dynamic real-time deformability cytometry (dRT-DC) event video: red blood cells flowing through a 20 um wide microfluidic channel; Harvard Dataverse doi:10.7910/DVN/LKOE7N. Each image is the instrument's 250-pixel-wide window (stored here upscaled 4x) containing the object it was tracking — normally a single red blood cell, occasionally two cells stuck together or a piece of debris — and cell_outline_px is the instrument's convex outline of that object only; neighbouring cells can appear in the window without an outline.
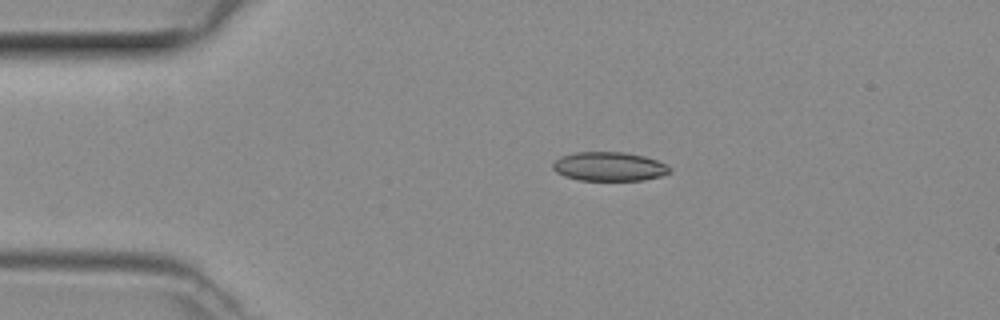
{"species": "common noctule bat (a hibernating species)", "species_latin": "Nyctalus noctula", "temperature_condition": "room temperature", "stored_images_in_passage": 39, "camera_frame_rate_fps": 3000, "um_per_image_px": 0.085, "animal": {"sex": "female", "body_mass_g": 29.2, "forearm_length_mm": 56.3}, "frame": {"image": 1, "passage_image": 1, "time_ms": 0.0, "image_size_px": [1000, 320], "cell_outline_px": [[672, 168], [668, 172], [660, 176], [644, 180], [580, 180], [564, 176], [556, 172], [552, 168], [552, 164], [560, 156], [576, 152], [624, 152], [644, 156], [656, 160]], "centroid_in_image_um": [51.74, 14.15], "position_along_channel_um": 33.3, "area_um2": 19.65}}
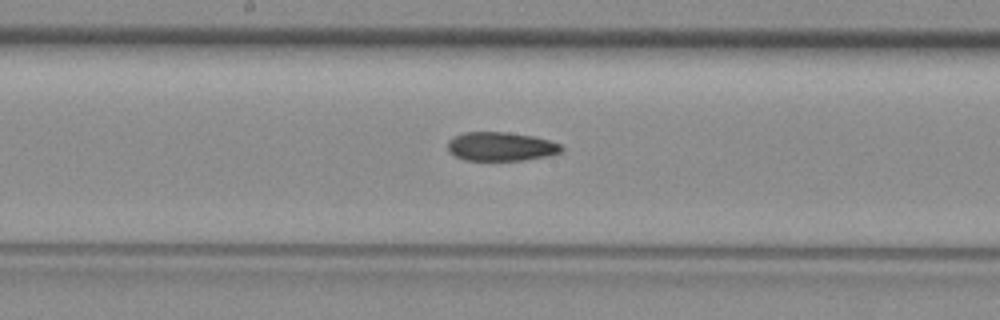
{"frame": {"image": 2, "passage_image": 16, "time_ms": 5.0, "image_size_px": [1000, 320], "cell_outline_px": [[564, 148], [560, 152], [548, 156], [524, 160], [464, 160], [448, 152], [448, 140], [464, 132], [504, 132], [532, 136], [548, 140], [560, 144]], "centroid_in_image_um": [42.56, 12.46], "position_along_channel_um": 205.6, "area_um2": 19.02}}
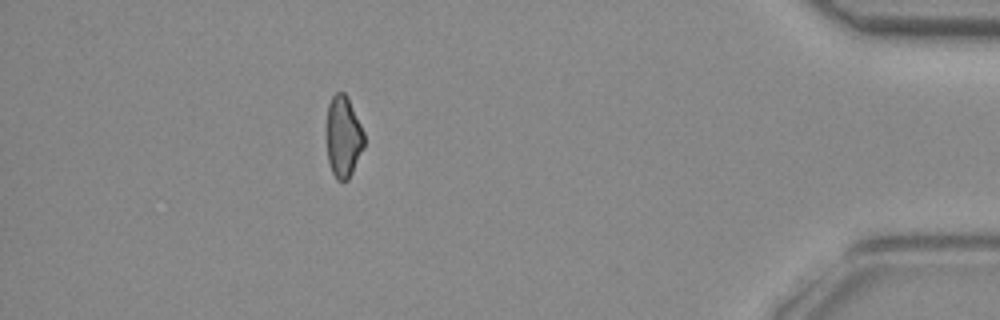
{"frame": {"image": 3, "passage_image": 34, "time_ms": 11.0, "image_size_px": [1000, 320], "cell_outline_px": [[364, 148], [348, 180], [336, 180], [332, 172], [328, 160], [328, 104], [332, 96], [336, 92], [344, 92], [348, 96], [364, 132]], "centroid_in_image_um": [29.21, 11.61], "position_along_channel_um": 406.0, "area_um2": 17.63}}